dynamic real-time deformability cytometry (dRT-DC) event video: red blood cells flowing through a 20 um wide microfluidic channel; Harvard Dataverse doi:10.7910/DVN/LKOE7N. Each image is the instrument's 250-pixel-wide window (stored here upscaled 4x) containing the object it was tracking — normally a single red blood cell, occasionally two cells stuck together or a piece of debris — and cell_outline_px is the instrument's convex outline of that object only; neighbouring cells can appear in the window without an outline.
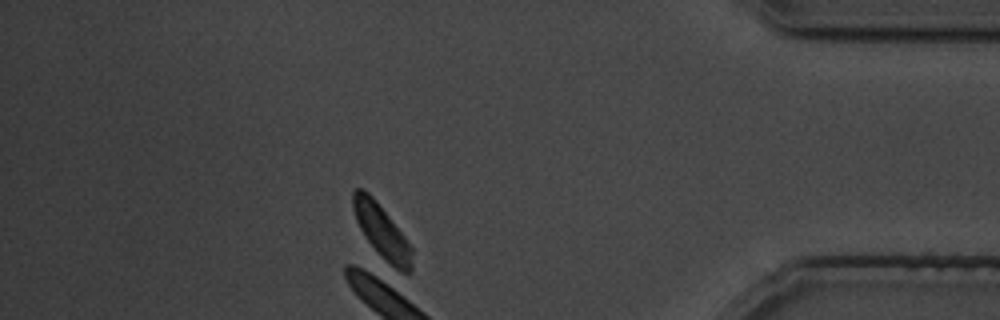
{"species": "common noctule bat (a hibernating species)", "species_latin": "Nyctalus noctula", "temperature_condition": "cold", "stored_images_in_passage": 27, "camera_frame_rate_fps": 3000, "um_per_image_px": 0.085, "animal": {"sex": "male", "body_mass_g": 19.5, "forearm_length_mm": 54.6}, "frame": {"image": 1, "passage_image": 27, "time_ms": 31.667, "image_size_px": [1000, 320], "cell_outline_px": [[412, 272], [392, 272], [368, 240], [360, 228], [356, 220], [352, 208], [352, 192], [356, 188], [364, 188], [376, 200], [404, 236], [412, 248]], "centroid_in_image_um": [32.46, 19.72], "position_along_channel_um": 402.7, "area_um2": 18.61}}